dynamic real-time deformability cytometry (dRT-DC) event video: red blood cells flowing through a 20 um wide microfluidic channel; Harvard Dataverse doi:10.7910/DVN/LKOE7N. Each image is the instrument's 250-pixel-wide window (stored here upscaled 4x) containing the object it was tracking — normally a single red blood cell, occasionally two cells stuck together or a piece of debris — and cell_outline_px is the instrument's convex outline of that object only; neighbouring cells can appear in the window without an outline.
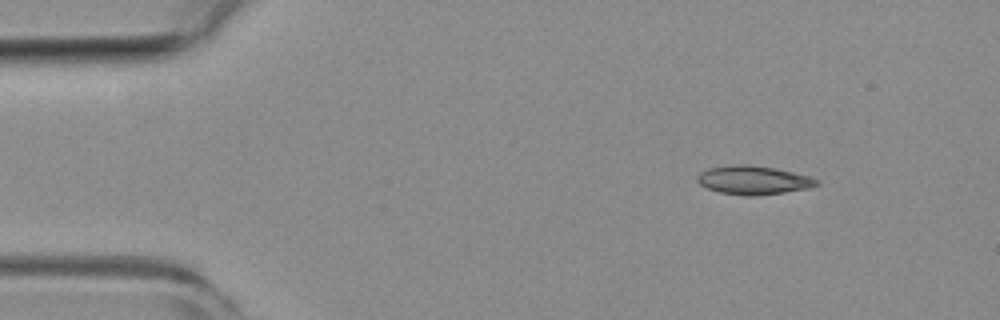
{"species": "common noctule bat (a hibernating species)", "species_latin": "Nyctalus noctula", "temperature_condition": "room temperature", "stored_images_in_passage": 52, "camera_frame_rate_fps": 3000, "um_per_image_px": 0.085, "animal": {"sex": "female", "body_mass_g": 19.3, "forearm_length_mm": 54.1}, "frame": {"image": 1, "passage_image": 6, "time_ms": 1.667, "image_size_px": [1000, 320], "cell_outline_px": [[820, 184], [808, 188], [784, 192], [756, 196], [744, 196], [720, 192], [708, 188], [700, 184], [696, 180], [696, 176], [700, 172], [708, 168], [740, 164], [748, 164], [776, 168], [812, 176], [820, 180]], "centroid_in_image_um": [64.07, 15.31], "position_along_channel_um": 20.9, "area_um2": 20.11}}
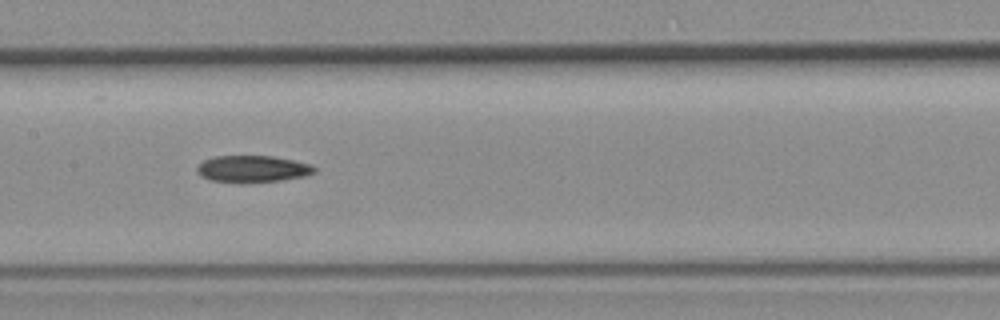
{"frame": {"image": 2, "passage_image": 25, "time_ms": 8.0, "image_size_px": [1000, 320], "cell_outline_px": [[316, 172], [304, 176], [280, 180], [212, 180], [200, 176], [196, 172], [196, 168], [204, 160], [212, 156], [272, 156], [312, 164], [316, 168]], "centroid_in_image_um": [21.48, 14.31], "position_along_channel_um": 185.9, "area_um2": 17.57}}
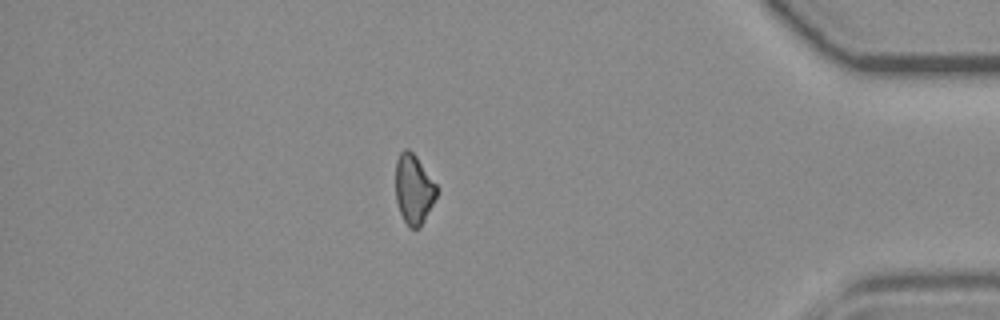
{"frame": {"image": 3, "passage_image": 45, "time_ms": 14.667, "image_size_px": [1000, 320], "cell_outline_px": [[440, 188], [420, 228], [408, 228], [400, 212], [396, 200], [396, 160], [400, 152], [404, 148], [408, 148], [416, 156]], "centroid_in_image_um": [35.17, 16.07], "position_along_channel_um": 400.0, "area_um2": 16.76}, "authors_computed_cell_mechanics": {"area_um2": 18.496, "velocity_mm_per_s": 3.8554, "shape_relaxation_time_tau1_ms": 11.0674, "shape_relaxation_time_tau2_ms": null, "deformation_change_tau1": 0.1953, "deformation_change_tau2": null}}